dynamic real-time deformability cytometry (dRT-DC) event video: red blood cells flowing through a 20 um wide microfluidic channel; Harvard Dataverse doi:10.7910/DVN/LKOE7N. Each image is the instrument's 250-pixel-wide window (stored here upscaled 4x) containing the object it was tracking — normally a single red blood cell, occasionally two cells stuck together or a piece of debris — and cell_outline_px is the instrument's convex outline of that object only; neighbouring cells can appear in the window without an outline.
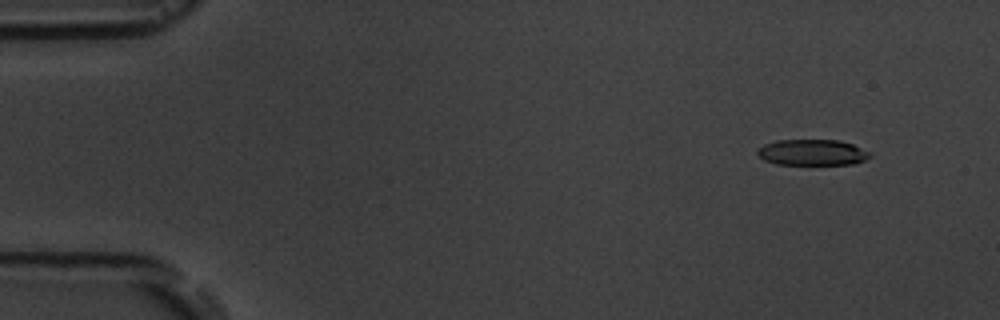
{"species": "common noctule bat (a hibernating species)", "species_latin": "Nyctalus noctula", "temperature_condition": "room temperature", "stored_images_in_passage": 4, "camera_frame_rate_fps": 3000, "um_per_image_px": 0.085, "animal": {"sex": "male", "body_mass_g": 19.5, "forearm_length_mm": 54.6}, "frame": {"image": 1, "passage_image": 1, "time_ms": 0.0, "image_size_px": [1000, 320], "cell_outline_px": [[872, 156], [864, 160], [852, 164], [776, 164], [764, 160], [756, 152], [756, 148], [764, 144], [776, 140], [840, 140], [852, 144], [872, 152]], "centroid_in_image_um": [69.04, 12.95], "position_along_channel_um": 16.0, "area_um2": 17.11}}
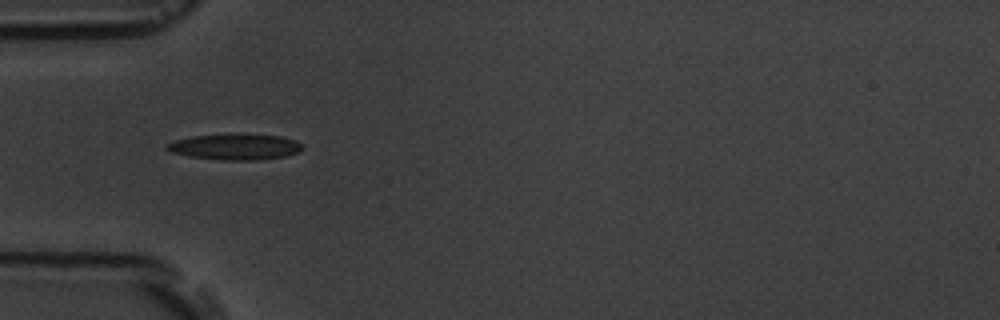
{"frame": {"image": 2, "passage_image": 4, "time_ms": 4.333, "image_size_px": [1000, 320], "cell_outline_px": [[304, 148], [300, 152], [284, 156], [256, 160], [220, 160], [188, 156], [172, 152], [164, 148], [168, 144], [176, 140], [192, 136], [280, 136], [296, 140], [304, 144]], "centroid_in_image_um": [20.03, 12.52], "position_along_channel_um": 65.0, "area_um2": 19.71}}